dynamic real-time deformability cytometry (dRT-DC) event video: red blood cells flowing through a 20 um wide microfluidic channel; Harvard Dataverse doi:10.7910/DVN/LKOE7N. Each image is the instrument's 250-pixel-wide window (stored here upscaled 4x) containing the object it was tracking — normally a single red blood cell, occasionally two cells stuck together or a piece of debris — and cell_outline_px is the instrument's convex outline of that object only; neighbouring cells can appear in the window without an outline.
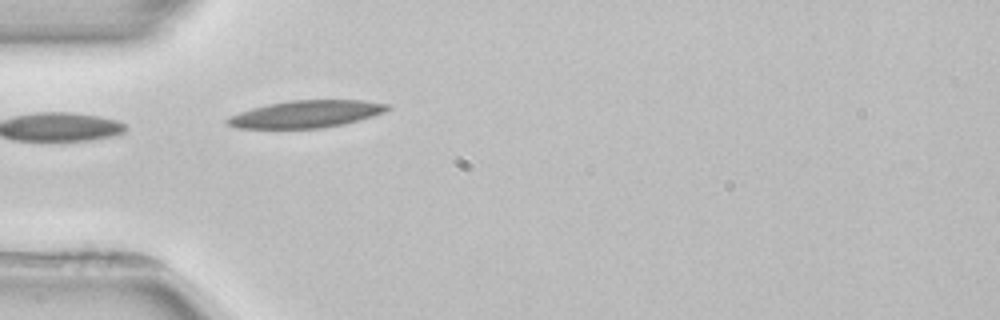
{"species": "common noctule bat (a hibernating species)", "species_latin": "Nyctalus noctula", "temperature_condition": "room temperature", "stored_images_in_passage": 3, "camera_frame_rate_fps": 3000, "um_per_image_px": 0.085, "animal": {"sex": "female", "body_mass_g": 22.7, "forearm_length_mm": 54.2}, "frame": {"image": 1, "passage_image": 3, "time_ms": 3.0, "image_size_px": [1000, 320], "cell_outline_px": [[392, 108], [384, 112], [360, 120], [344, 124], [324, 128], [236, 128], [224, 124], [224, 120], [228, 116], [252, 108], [268, 104], [288, 100], [364, 100], [388, 104]], "centroid_in_image_um": [26.0, 9.69], "position_along_channel_um": 59.0, "area_um2": 25.61}}